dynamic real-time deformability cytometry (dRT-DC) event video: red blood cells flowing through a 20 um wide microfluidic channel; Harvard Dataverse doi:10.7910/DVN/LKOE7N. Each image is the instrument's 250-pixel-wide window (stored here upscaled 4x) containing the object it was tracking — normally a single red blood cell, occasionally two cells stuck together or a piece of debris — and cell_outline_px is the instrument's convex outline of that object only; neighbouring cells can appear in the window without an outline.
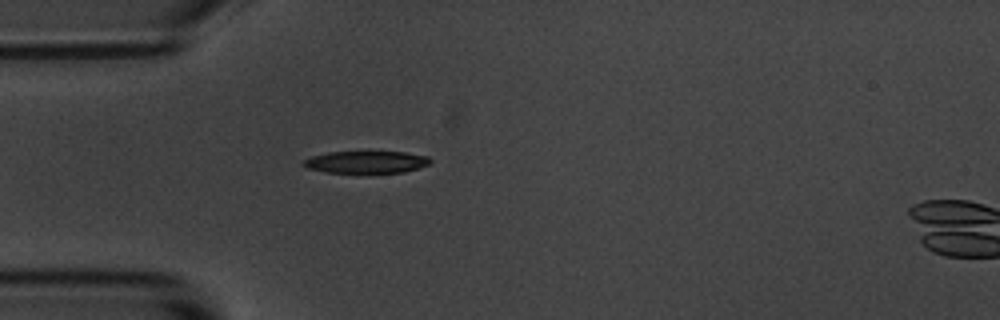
{"species": "common noctule bat (a hibernating species)", "species_latin": "Nyctalus noctula", "temperature_condition": "room temperature", "stored_images_in_passage": 40, "camera_frame_rate_fps": 3000, "um_per_image_px": 0.085, "animal": {"sex": "male", "body_mass_g": 20.1, "forearm_length_mm": 53.5}, "frame": {"image": 1, "passage_image": 1, "time_ms": 0.0, "image_size_px": [1000, 320], "cell_outline_px": [[432, 160], [428, 164], [404, 172], [368, 176], [356, 176], [324, 172], [308, 168], [300, 164], [304, 160], [312, 156], [328, 152], [404, 152], [428, 156]], "centroid_in_image_um": [31.08, 13.84], "position_along_channel_um": 53.9, "area_um2": 17.46}}
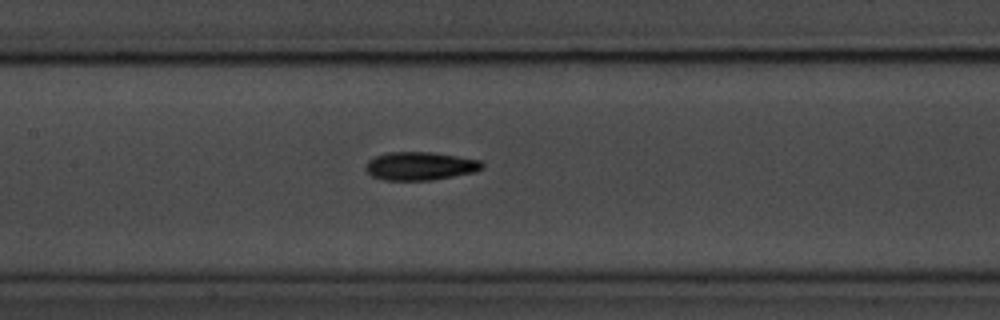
{"frame": {"image": 2, "passage_image": 11, "time_ms": 3.333, "image_size_px": [1000, 320], "cell_outline_px": [[484, 168], [472, 172], [432, 180], [384, 180], [372, 176], [364, 168], [368, 160], [376, 156], [388, 152], [432, 152], [480, 160], [484, 164]], "centroid_in_image_um": [35.69, 14.11], "position_along_channel_um": 171.7, "area_um2": 19.07}}
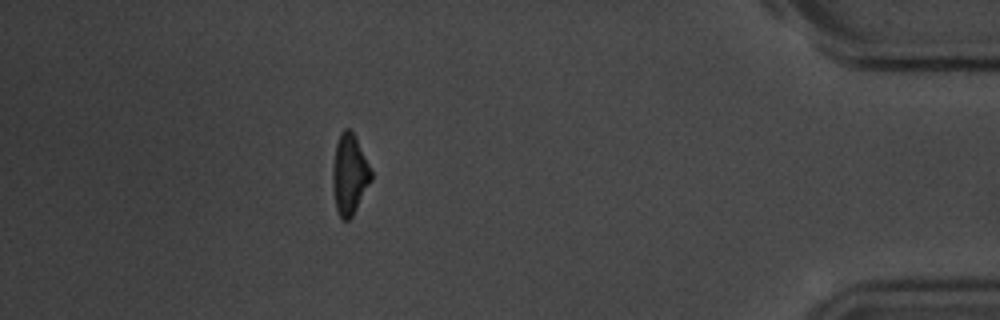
{"frame": {"image": 3, "passage_image": 34, "time_ms": 11.0, "image_size_px": [1000, 320], "cell_outline_px": [[372, 180], [352, 216], [348, 220], [344, 220], [340, 216], [336, 208], [332, 184], [332, 172], [336, 144], [340, 132], [344, 128], [348, 128], [356, 136], [372, 172]], "centroid_in_image_um": [29.71, 14.8], "position_along_channel_um": 405.5, "area_um2": 17.92}, "authors_computed_cell_mechanics": {"area_um2": 18.3226, "velocity_mm_per_s": 3.7015, "shape_relaxation_time_tau1_ms": 2.2799, "shape_relaxation_time_tau2_ms": 4.9014, "deformation_change_tau1": 0.1681, "deformation_change_tau2": 0.1393}}